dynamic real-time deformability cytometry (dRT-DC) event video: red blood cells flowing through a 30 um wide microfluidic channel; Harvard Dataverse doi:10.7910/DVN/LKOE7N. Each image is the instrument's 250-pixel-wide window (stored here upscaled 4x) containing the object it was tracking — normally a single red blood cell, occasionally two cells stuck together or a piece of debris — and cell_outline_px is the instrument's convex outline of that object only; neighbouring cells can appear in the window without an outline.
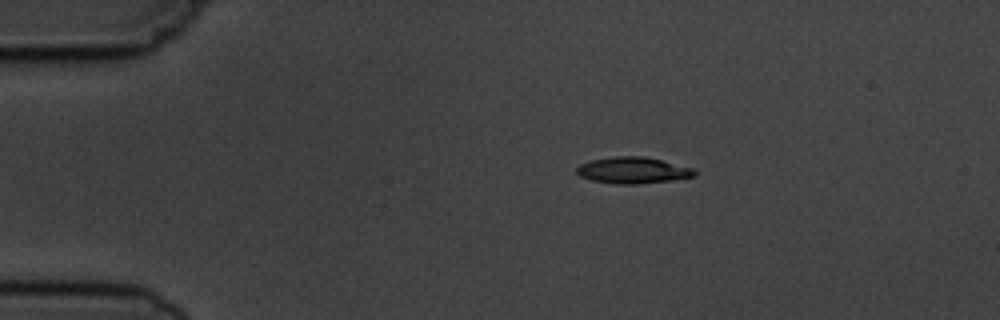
{"species": "common noctule bat (a hibernating species)", "species_latin": "Nyctalus noctula", "temperature_condition": "cold", "stored_images_in_passage": 9, "camera_frame_rate_fps": 3000, "um_per_image_px": 0.085, "animal": {"sex": "male", "body_mass_g": 19.5, "forearm_length_mm": 54.6}, "frame": {"image": 1, "passage_image": 1, "time_ms": 0.0, "image_size_px": [1000, 320], "cell_outline_px": [[696, 176], [672, 180], [636, 184], [616, 184], [592, 180], [580, 176], [576, 172], [576, 168], [580, 164], [588, 160], [616, 156], [644, 156], [696, 168]], "centroid_in_image_um": [53.81, 14.47], "position_along_channel_um": 31.2, "area_um2": 18.26}}
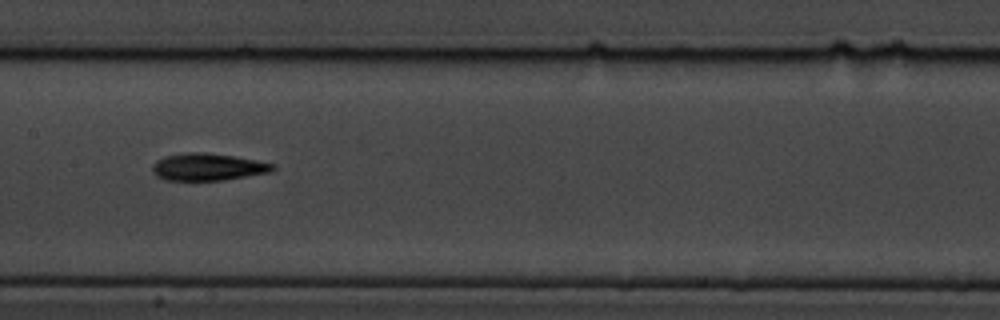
{"frame": {"image": 2, "passage_image": 6, "time_ms": 5.667, "image_size_px": [1000, 320], "cell_outline_px": [[276, 168], [272, 172], [224, 180], [164, 180], [156, 176], [152, 172], [152, 164], [156, 160], [164, 156], [184, 152], [204, 152], [236, 156], [276, 164]], "centroid_in_image_um": [17.66, 14.18], "position_along_channel_um": 189.7, "area_um2": 19.42}}
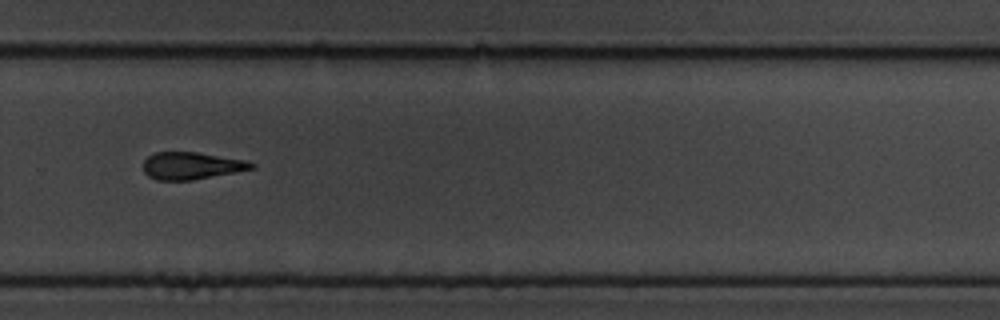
{"frame": {"image": 3, "passage_image": 9, "time_ms": 9.0, "image_size_px": [1000, 320], "cell_outline_px": [[256, 168], [236, 172], [192, 180], [156, 180], [148, 176], [144, 172], [144, 160], [148, 156], [156, 152], [196, 152], [248, 160], [256, 164]], "centroid_in_image_um": [16.31, 14.08], "position_along_channel_um": 313.5, "area_um2": 17.28}}